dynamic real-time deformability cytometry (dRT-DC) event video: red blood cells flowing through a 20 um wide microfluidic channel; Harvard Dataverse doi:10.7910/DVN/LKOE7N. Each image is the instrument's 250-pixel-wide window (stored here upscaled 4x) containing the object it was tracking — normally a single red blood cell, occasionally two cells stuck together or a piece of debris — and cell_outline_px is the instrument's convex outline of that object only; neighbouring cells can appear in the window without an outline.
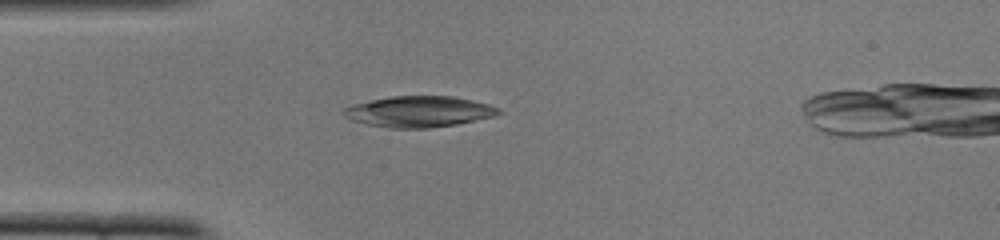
{"species": "common noctule bat (a hibernating species)", "species_latin": "Nyctalus noctula", "temperature_condition": "cold", "stored_images_in_passage": 39, "camera_frame_rate_fps": 3000, "um_per_image_px": 0.085, "animal": {"sex": "female", "body_mass_g": 22.0, "forearm_length_mm": 56.7}, "frame": {"image": 1, "passage_image": 3, "time_ms": 0.667, "image_size_px": [1000, 240], "cell_outline_px": [[500, 112], [496, 116], [456, 124], [428, 128], [388, 128], [364, 124], [352, 120], [344, 116], [340, 112], [344, 108], [352, 104], [392, 96], [452, 96], [472, 100], [488, 104], [500, 108]], "centroid_in_image_um": [35.58, 9.49], "position_along_channel_um": 49.4, "area_um2": 28.03}}
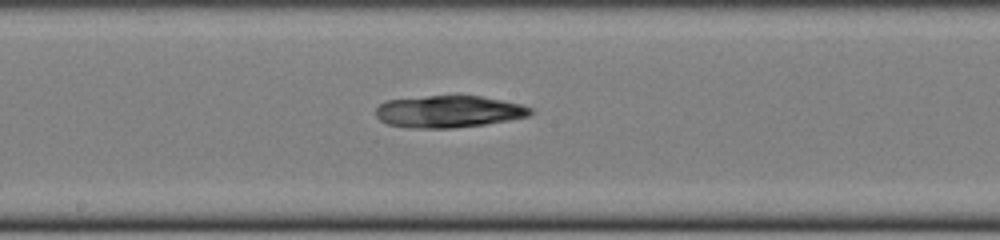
{"frame": {"image": 2, "passage_image": 16, "time_ms": 5.0, "image_size_px": [1000, 240], "cell_outline_px": [[532, 112], [528, 116], [508, 120], [484, 124], [452, 128], [408, 128], [388, 124], [380, 120], [376, 116], [376, 108], [384, 100], [428, 96], [480, 96], [520, 104], [532, 108]], "centroid_in_image_um": [38.09, 9.48], "position_along_channel_um": 210.1, "area_um2": 28.67}}
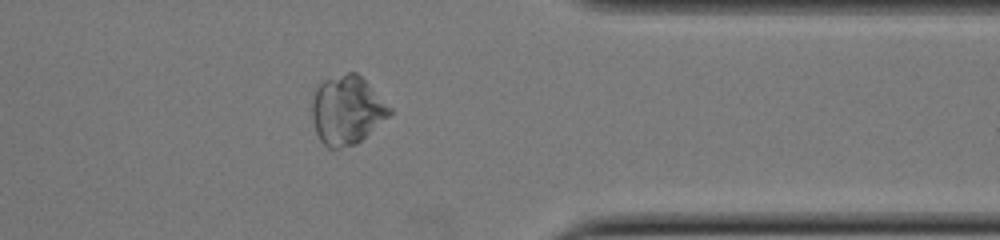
{"frame": {"image": 3, "passage_image": 30, "time_ms": 9.667, "image_size_px": [1000, 240], "cell_outline_px": [[392, 112], [388, 116], [356, 144], [340, 148], [328, 148], [320, 140], [316, 132], [312, 120], [312, 100], [316, 88], [324, 80], [348, 72], [356, 72], [392, 108]], "centroid_in_image_um": [29.46, 9.37], "position_along_channel_um": 381.9, "area_um2": 30.63}}